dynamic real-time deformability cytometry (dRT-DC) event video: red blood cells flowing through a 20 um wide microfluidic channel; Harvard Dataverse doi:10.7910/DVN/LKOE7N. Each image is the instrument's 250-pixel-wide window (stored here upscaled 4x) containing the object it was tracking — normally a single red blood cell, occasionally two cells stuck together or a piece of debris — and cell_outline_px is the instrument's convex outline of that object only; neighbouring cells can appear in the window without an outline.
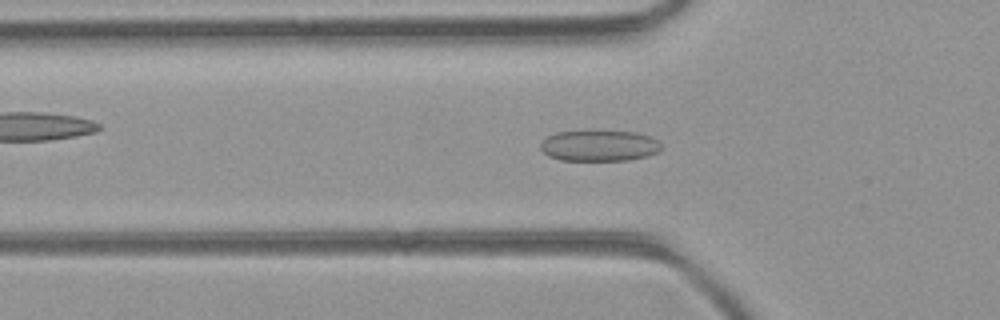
{"species": "common noctule bat (a hibernating species)", "species_latin": "Nyctalus noctula", "temperature_condition": "room temperature", "stored_images_in_passage": 50, "camera_frame_rate_fps": 3000, "um_per_image_px": 0.085, "animal": {"sex": "female", "body_mass_g": 21.9}, "frame": {"image": 1, "passage_image": 15, "time_ms": 4.667, "image_size_px": [1000, 320], "cell_outline_px": [[660, 152], [648, 156], [628, 160], [560, 160], [548, 156], [540, 148], [540, 140], [556, 132], [636, 132], [652, 136], [660, 144]], "centroid_in_image_um": [50.93, 12.4], "position_along_channel_um": 74.9, "area_um2": 21.68}}
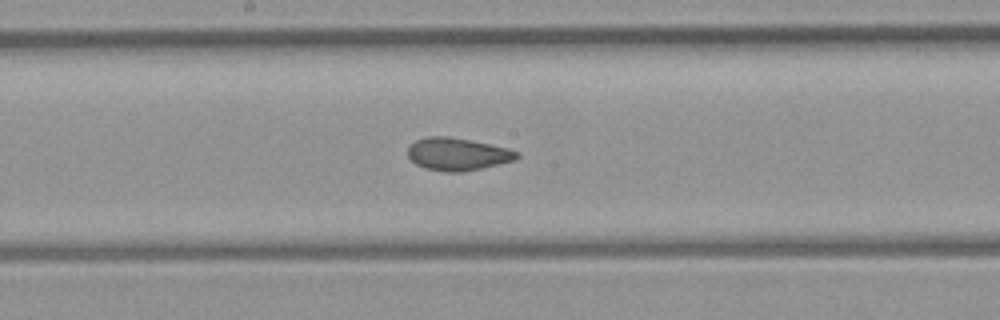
{"frame": {"image": 2, "passage_image": 25, "time_ms": 8.0, "image_size_px": [1000, 320], "cell_outline_px": [[520, 156], [516, 160], [480, 168], [460, 172], [444, 172], [424, 168], [416, 164], [408, 156], [408, 144], [416, 140], [428, 136], [448, 136], [508, 148], [520, 152]], "centroid_in_image_um": [38.87, 13.1], "position_along_channel_um": 209.3, "area_um2": 20.69}}
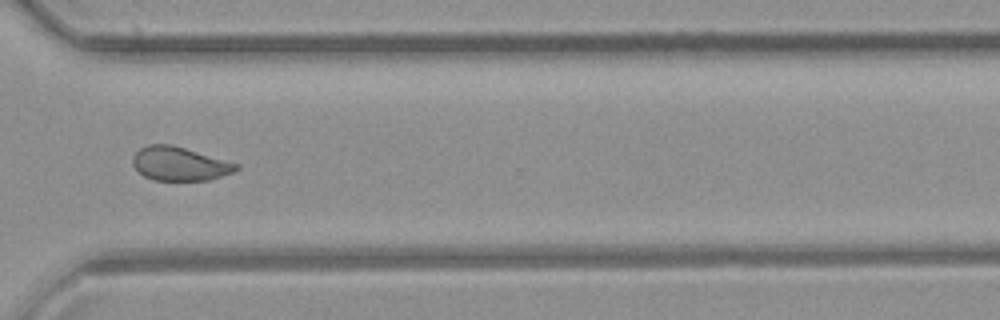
{"frame": {"image": 3, "passage_image": 36, "time_ms": 11.667, "image_size_px": [1000, 320], "cell_outline_px": [[240, 168], [236, 172], [208, 180], [152, 180], [144, 176], [132, 164], [132, 160], [136, 152], [140, 148], [148, 144], [172, 144], [240, 164]], "centroid_in_image_um": [15.3, 13.92], "position_along_channel_um": 355.3, "area_um2": 20.46}, "authors_computed_cell_mechanics": {"area_um2": 21.2415, "velocity_mm_per_s": 3.9935, "shape_relaxation_time_tau1_ms": 10.2717, "shape_relaxation_time_tau2_ms": 1.2148, "deformation_change_tau1": 0.1609, "deformation_change_tau2": 0.0772}}